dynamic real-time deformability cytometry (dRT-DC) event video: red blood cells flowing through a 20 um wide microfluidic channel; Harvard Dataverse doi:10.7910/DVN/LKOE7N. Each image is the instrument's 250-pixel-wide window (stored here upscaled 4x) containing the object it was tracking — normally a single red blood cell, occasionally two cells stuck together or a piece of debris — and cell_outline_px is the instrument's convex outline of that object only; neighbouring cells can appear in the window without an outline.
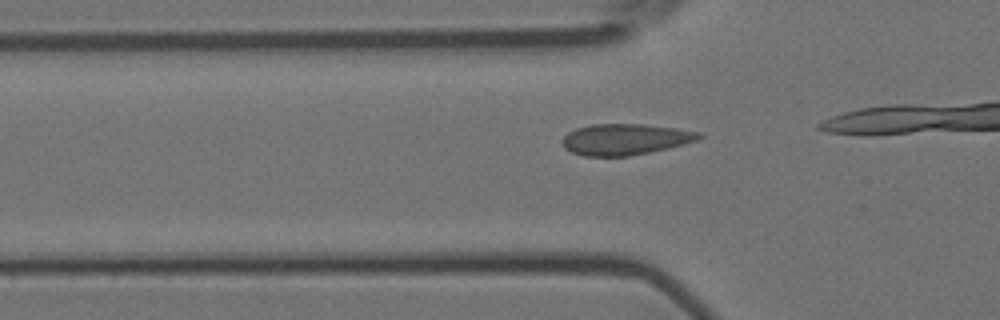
{"species": "Egyptian fruit bat (a non-hibernating species)", "species_latin": "Rousettus aegyptiacus", "temperature_condition": "room temperature", "stored_images_in_passage": 12, "camera_frame_rate_fps": 3000, "um_per_image_px": 0.085, "animal": {"sex": "female"}, "frame": {"image": 1, "passage_image": 7, "time_ms": 2.0, "image_size_px": [1000, 320], "cell_outline_px": [[704, 136], [696, 140], [684, 144], [668, 148], [628, 156], [584, 156], [572, 152], [564, 148], [564, 136], [568, 132], [576, 128], [592, 124], [644, 124], [676, 128], [700, 132]], "centroid_in_image_um": [53.15, 11.84], "position_along_channel_um": 72.7, "area_um2": 24.62}}